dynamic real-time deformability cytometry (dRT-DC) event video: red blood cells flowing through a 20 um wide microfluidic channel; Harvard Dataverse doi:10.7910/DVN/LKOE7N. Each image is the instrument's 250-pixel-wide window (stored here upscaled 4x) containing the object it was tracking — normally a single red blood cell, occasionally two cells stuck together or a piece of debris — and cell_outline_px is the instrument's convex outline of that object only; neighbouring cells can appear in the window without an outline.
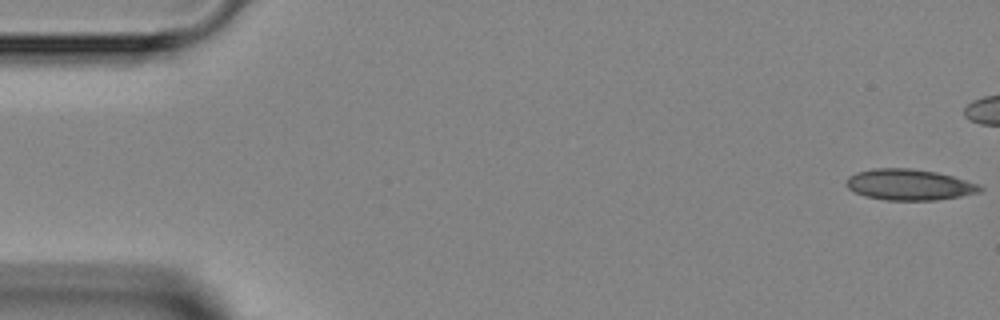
{"species": "Egyptian fruit bat (a non-hibernating species)", "species_latin": "Rousettus aegyptiacus", "temperature_condition": "room temperature", "stored_images_in_passage": 5, "camera_frame_rate_fps": 3000, "um_per_image_px": 0.085, "animal": {"sex": "female"}, "frame": {"image": 1, "passage_image": 1, "time_ms": 0.0, "image_size_px": [1000, 320], "cell_outline_px": [[984, 188], [980, 192], [960, 196], [936, 200], [884, 200], [864, 196], [852, 192], [844, 184], [844, 180], [848, 176], [856, 172], [872, 168], [912, 168], [936, 172], [952, 176], [976, 184]], "centroid_in_image_um": [77.19, 15.69], "position_along_channel_um": 7.8, "area_um2": 24.33}}
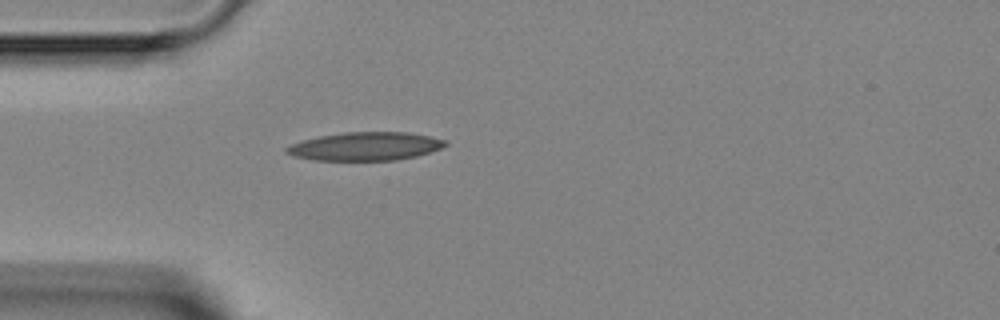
{"frame": {"image": 2, "passage_image": 5, "time_ms": 5.667, "image_size_px": [1000, 320], "cell_outline_px": [[448, 144], [440, 148], [416, 156], [396, 160], [312, 160], [292, 156], [284, 152], [284, 148], [300, 140], [320, 136], [344, 132], [408, 132], [448, 140]], "centroid_in_image_um": [31.01, 12.43], "position_along_channel_um": 54.0, "area_um2": 26.3}}